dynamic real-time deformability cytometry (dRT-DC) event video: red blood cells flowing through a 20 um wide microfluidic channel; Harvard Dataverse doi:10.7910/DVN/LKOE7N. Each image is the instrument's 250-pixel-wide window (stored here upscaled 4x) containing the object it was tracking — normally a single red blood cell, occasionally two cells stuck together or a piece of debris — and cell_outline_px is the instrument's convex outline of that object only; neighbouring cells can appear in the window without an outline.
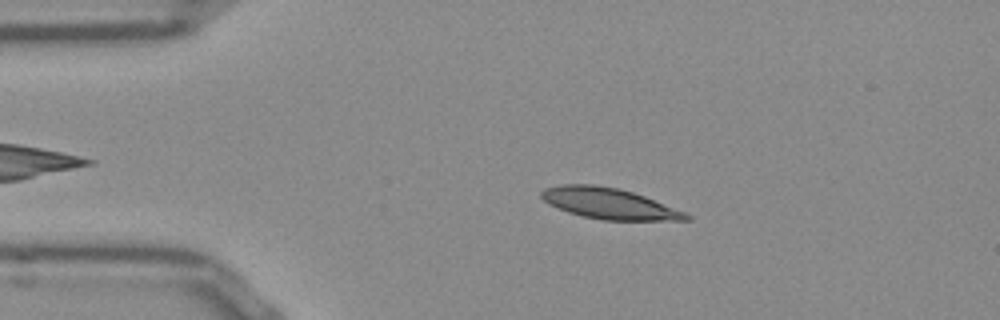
{"species": "Egyptian fruit bat (a non-hibernating species)", "species_latin": "Rousettus aegyptiacus", "temperature_condition": "room temperature", "stored_images_in_passage": 51, "camera_frame_rate_fps": 3000, "um_per_image_px": 0.085, "frame": {"image": 1, "passage_image": 9, "time_ms": 2.667, "image_size_px": [1000, 320], "cell_outline_px": [[692, 220], [604, 220], [584, 216], [568, 212], [548, 204], [540, 196], [540, 192], [544, 188], [560, 184], [592, 184], [616, 188], [632, 192], [644, 196], [684, 212], [692, 216]], "centroid_in_image_um": [51.73, 17.29], "position_along_channel_um": 33.3, "area_um2": 25.84}}
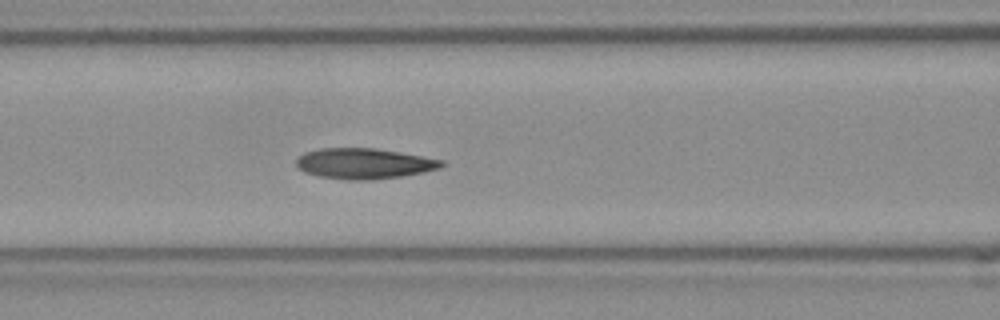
{"frame": {"image": 2, "passage_image": 20, "time_ms": 6.333, "image_size_px": [1000, 320], "cell_outline_px": [[444, 164], [440, 168], [424, 172], [404, 176], [368, 180], [344, 180], [320, 176], [304, 172], [296, 164], [296, 160], [304, 152], [324, 148], [372, 148], [400, 152], [444, 160]], "centroid_in_image_um": [30.96, 13.91], "position_along_channel_um": 135.6, "area_um2": 25.84}}
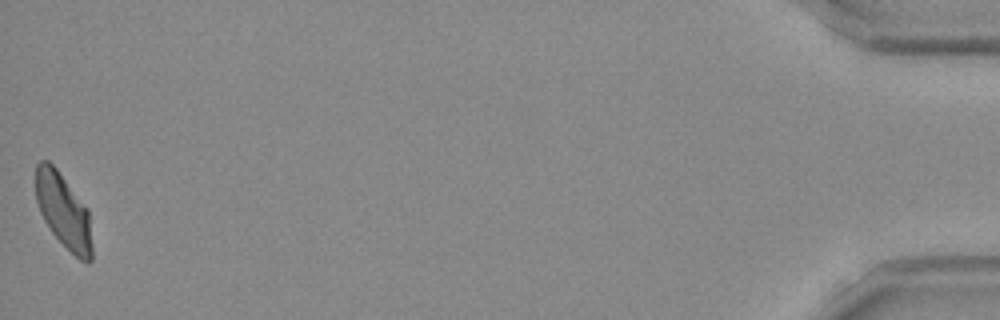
{"frame": {"image": 3, "passage_image": 51, "time_ms": 16.667, "image_size_px": [1000, 320], "cell_outline_px": [[92, 260], [88, 264], [80, 260], [52, 232], [44, 220], [40, 212], [36, 200], [36, 164], [40, 160], [48, 160], [56, 168], [88, 208], [92, 248]], "centroid_in_image_um": [5.4, 17.92], "position_along_channel_um": 429.8, "area_um2": 24.28}, "authors_computed_cell_mechanics": {"area_um2": 25.432, "velocity_mm_per_s": 3.8336, "shape_relaxation_time_tau1_ms": 5.928, "shape_relaxation_time_tau2_ms": 2.8794, "deformation_change_tau1": 0.171, "deformation_change_tau2": 0.0902}}